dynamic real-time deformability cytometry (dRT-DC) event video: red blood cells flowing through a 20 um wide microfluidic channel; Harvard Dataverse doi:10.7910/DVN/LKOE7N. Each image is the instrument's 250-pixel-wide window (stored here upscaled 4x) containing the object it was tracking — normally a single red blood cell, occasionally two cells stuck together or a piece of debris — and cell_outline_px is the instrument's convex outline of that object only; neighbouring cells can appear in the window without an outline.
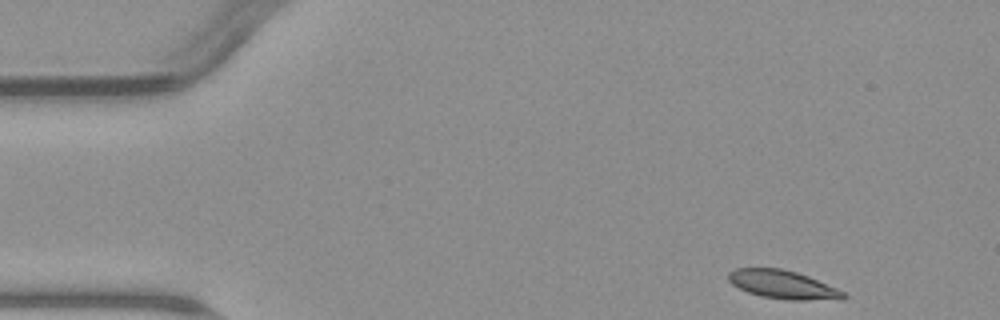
{"species": "common noctule bat (a hibernating species)", "species_latin": "Nyctalus noctula", "temperature_condition": "warm", "stored_images_in_passage": 7, "camera_frame_rate_fps": 3000, "um_per_image_px": 0.085, "animal": {"sex": "male", "body_mass_g": 23.1, "forearm_length_mm": 52.7}, "frame": {"image": 1, "passage_image": 1, "time_ms": 0.0, "image_size_px": [1000, 320], "cell_outline_px": [[848, 296], [844, 300], [788, 300], [760, 296], [748, 292], [732, 284], [728, 280], [728, 272], [736, 268], [780, 268], [796, 272], [808, 276], [836, 288], [844, 292]], "centroid_in_image_um": [66.57, 24.2], "position_along_channel_um": 18.4, "area_um2": 19.13}}
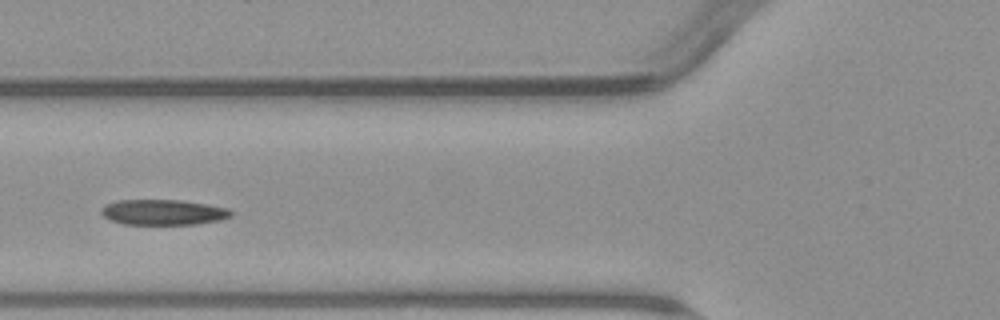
{"frame": {"image": 2, "passage_image": 5, "time_ms": 5.0, "image_size_px": [1000, 320], "cell_outline_px": [[232, 216], [220, 220], [196, 224], [124, 224], [112, 220], [104, 216], [100, 212], [100, 208], [116, 200], [180, 200], [208, 204], [228, 208], [232, 212]], "centroid_in_image_um": [13.89, 18.03], "position_along_channel_um": 111.9, "area_um2": 19.19}}
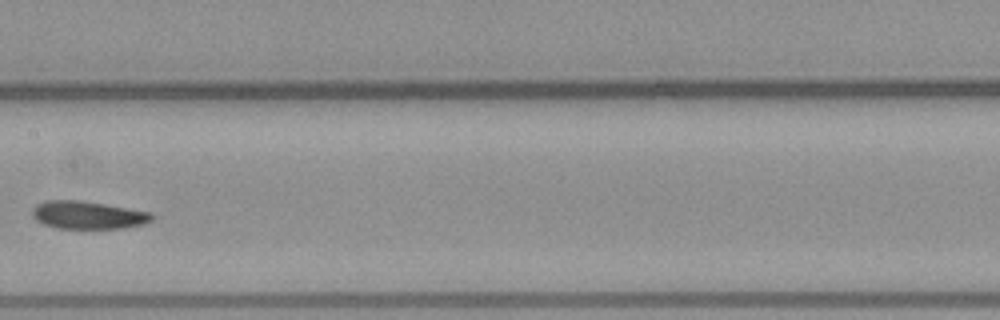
{"frame": {"image": 3, "passage_image": 7, "time_ms": 7.333, "image_size_px": [1000, 320], "cell_outline_px": [[152, 220], [144, 224], [124, 228], [56, 228], [44, 224], [36, 220], [32, 216], [32, 208], [36, 204], [48, 200], [80, 200], [152, 212]], "centroid_in_image_um": [7.45, 18.27], "position_along_channel_um": 199.9, "area_um2": 19.36}}